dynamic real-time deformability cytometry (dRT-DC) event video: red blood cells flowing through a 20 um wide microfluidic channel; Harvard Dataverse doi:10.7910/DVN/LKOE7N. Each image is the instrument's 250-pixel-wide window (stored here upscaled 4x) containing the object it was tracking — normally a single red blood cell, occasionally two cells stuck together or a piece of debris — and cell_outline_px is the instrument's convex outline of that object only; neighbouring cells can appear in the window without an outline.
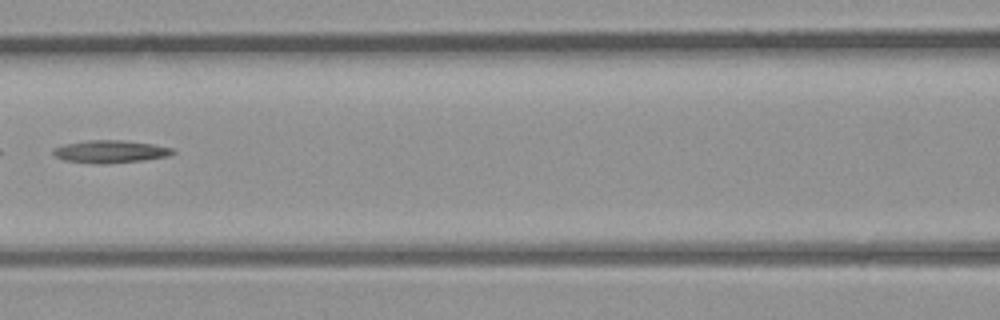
{"species": "common noctule bat (a hibernating species)", "species_latin": "Nyctalus noctula", "temperature_condition": "room temperature", "stored_images_in_passage": 30, "camera_frame_rate_fps": 3000, "um_per_image_px": 0.085, "animal": {"sex": "male", "body_mass_g": 23.1, "forearm_length_mm": 52.7}, "frame": {"image": 1, "passage_image": 9, "time_ms": 2.667, "image_size_px": [1000, 320], "cell_outline_px": [[176, 152], [168, 156], [144, 160], [104, 164], [96, 164], [64, 160], [56, 156], [52, 152], [52, 148], [64, 144], [92, 140], [120, 140], [152, 144], [172, 148]], "centroid_in_image_um": [9.36, 12.89], "position_along_channel_um": 157.2, "area_um2": 15.66}}